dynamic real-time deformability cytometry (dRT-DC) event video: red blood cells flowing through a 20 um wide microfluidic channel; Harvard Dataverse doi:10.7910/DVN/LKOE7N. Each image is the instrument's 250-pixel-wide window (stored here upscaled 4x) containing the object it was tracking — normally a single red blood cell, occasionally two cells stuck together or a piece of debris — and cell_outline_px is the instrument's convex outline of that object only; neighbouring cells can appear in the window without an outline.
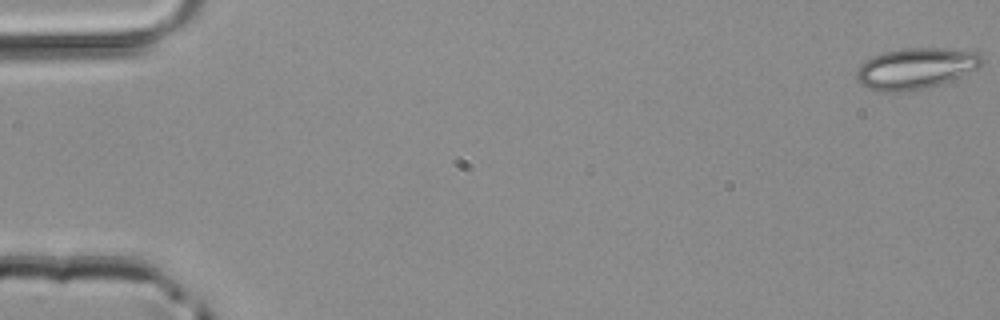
{"species": "common noctule bat (a hibernating species)", "species_latin": "Nyctalus noctula", "temperature_condition": "room temperature", "stored_images_in_passage": 13, "camera_frame_rate_fps": 3000, "um_per_image_px": 0.085, "animal": {"sex": "male", "body_mass_g": 20.4}, "frame": {"image": 1, "passage_image": 1, "time_ms": 0.0, "image_size_px": [1000, 320], "cell_outline_px": [[984, 64], [980, 68], [952, 80], [928, 88], [904, 92], [876, 92], [860, 84], [856, 76], [856, 72], [860, 64], [864, 60], [872, 56], [884, 52], [904, 48], [936, 48], [976, 52], [984, 60]], "centroid_in_image_um": [77.82, 5.84], "position_along_channel_um": 7.2, "area_um2": 30.35}}